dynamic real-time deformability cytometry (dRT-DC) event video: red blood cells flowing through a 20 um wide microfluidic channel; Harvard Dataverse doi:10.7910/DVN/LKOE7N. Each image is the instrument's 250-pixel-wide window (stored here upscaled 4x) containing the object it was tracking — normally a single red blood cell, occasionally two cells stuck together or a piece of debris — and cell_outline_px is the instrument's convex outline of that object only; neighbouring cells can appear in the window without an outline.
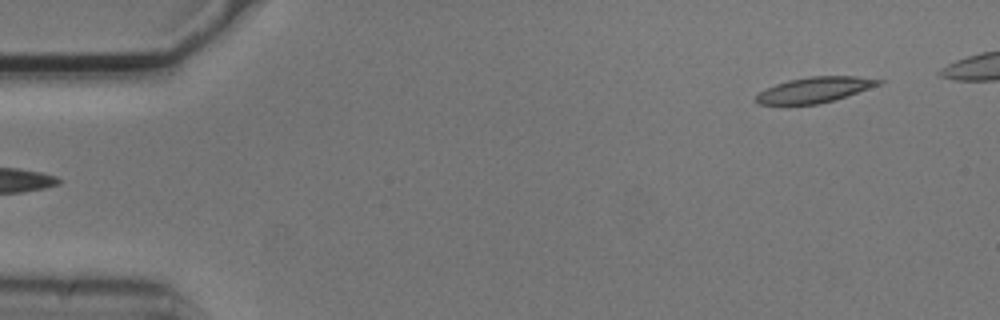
{"species": "common noctule bat (a hibernating species)", "species_latin": "Nyctalus noctula", "temperature_condition": "cold", "stored_images_in_passage": 5, "camera_frame_rate_fps": 3000, "um_per_image_px": 0.085, "animal": {"sex": "male", "body_mass_g": 20.5, "forearm_length_mm": 52.5}, "frame": {"image": 1, "passage_image": 5, "time_ms": 1.333, "image_size_px": [1000, 320], "cell_outline_px": [[888, 80], [880, 84], [832, 100], [816, 104], [788, 108], [756, 104], [756, 96], [760, 92], [776, 84], [788, 80], [808, 76], [856, 76]], "centroid_in_image_um": [69.14, 7.68], "position_along_channel_um": 15.9, "area_um2": 18.73}}